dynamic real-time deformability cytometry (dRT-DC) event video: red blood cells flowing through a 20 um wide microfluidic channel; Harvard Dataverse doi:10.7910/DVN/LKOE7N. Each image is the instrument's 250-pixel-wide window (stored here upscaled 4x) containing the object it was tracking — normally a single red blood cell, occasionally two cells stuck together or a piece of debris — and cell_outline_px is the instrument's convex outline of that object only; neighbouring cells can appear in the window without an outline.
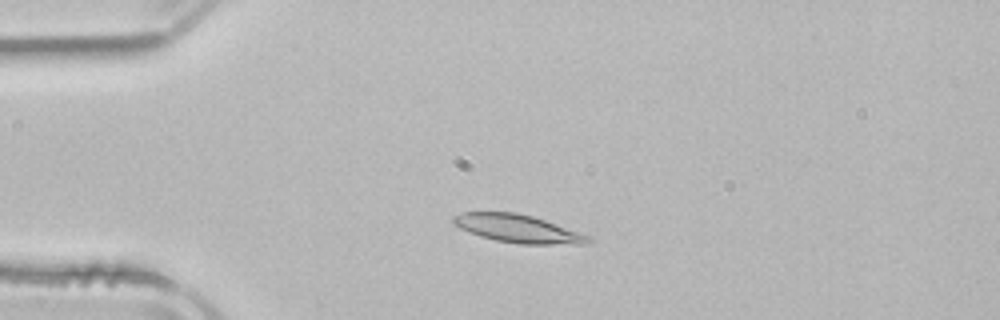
{"species": "common noctule bat (a hibernating species)", "species_latin": "Nyctalus noctula", "temperature_condition": "room temperature", "stored_images_in_passage": 3, "camera_frame_rate_fps": 3000, "um_per_image_px": 0.085, "animal": {"sex": "male", "body_mass_g": 21.5, "forearm_length_mm": 52.0}, "frame": {"image": 1, "passage_image": 2, "time_ms": 1.667, "image_size_px": [1000, 320], "cell_outline_px": [[592, 240], [584, 244], [520, 244], [496, 240], [480, 236], [468, 232], [452, 224], [452, 216], [460, 212], [516, 212], [532, 216], [592, 236]], "centroid_in_image_um": [43.99, 19.43], "position_along_channel_um": 41.0, "area_um2": 22.08}}
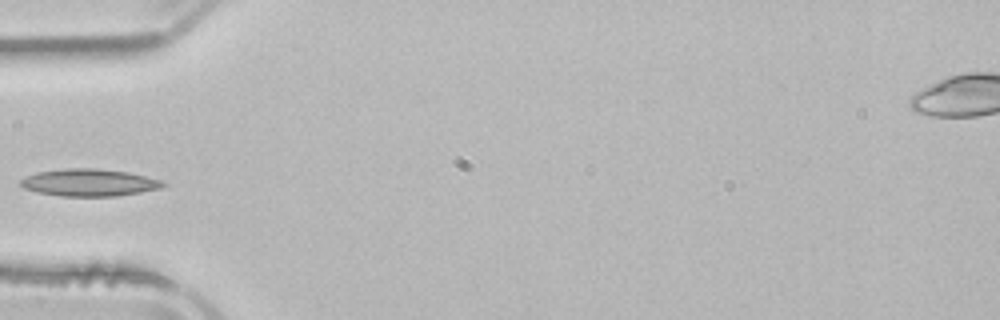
{"frame": {"image": 2, "passage_image": 3, "time_ms": 3.333, "image_size_px": [1000, 320], "cell_outline_px": [[168, 184], [160, 188], [140, 192], [116, 196], [60, 196], [36, 192], [24, 188], [20, 184], [20, 180], [24, 176], [36, 172], [68, 168], [100, 168], [128, 172], [160, 180]], "centroid_in_image_um": [7.54, 15.51], "position_along_channel_um": 77.5, "area_um2": 22.66}}